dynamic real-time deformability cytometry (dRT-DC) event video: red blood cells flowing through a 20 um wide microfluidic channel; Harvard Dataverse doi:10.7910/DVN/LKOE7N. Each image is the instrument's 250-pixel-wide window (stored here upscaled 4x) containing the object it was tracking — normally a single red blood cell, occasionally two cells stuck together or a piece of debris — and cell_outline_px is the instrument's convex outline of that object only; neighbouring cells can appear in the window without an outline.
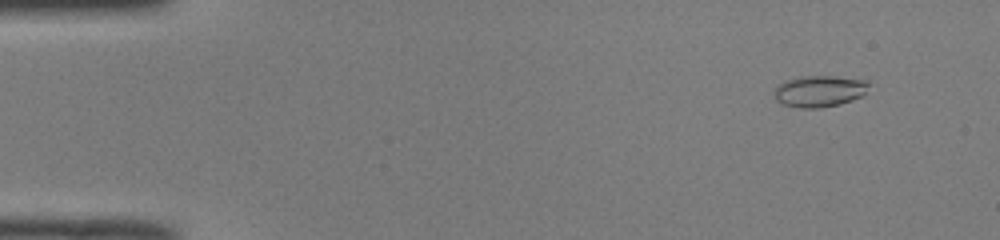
{"species": "common noctule bat (a hibernating species)", "species_latin": "Nyctalus noctula", "temperature_condition": "room temperature", "stored_images_in_passage": 50, "camera_frame_rate_fps": 3000, "um_per_image_px": 0.085, "animal": {"sex": "male", "body_mass_g": 19.0, "forearm_length_mm": 50.8}, "frame": {"image": 1, "passage_image": 5, "time_ms": 1.333, "image_size_px": [1000, 240], "cell_outline_px": [[868, 84], [864, 96], [840, 104], [820, 108], [800, 108], [784, 104], [776, 100], [772, 92], [776, 84], [784, 80], [800, 76], [836, 76], [864, 80]], "centroid_in_image_um": [69.59, 7.74], "position_along_channel_um": 15.4, "area_um2": 17.57}}
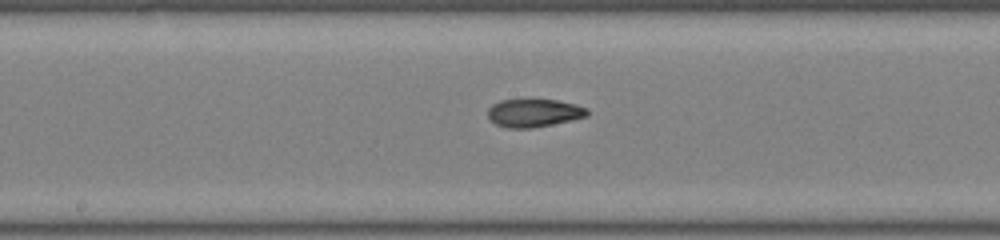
{"frame": {"image": 2, "passage_image": 27, "time_ms": 8.667, "image_size_px": [1000, 240], "cell_outline_px": [[588, 116], [572, 120], [532, 128], [508, 128], [496, 124], [488, 120], [488, 108], [492, 104], [500, 100], [556, 100], [576, 104], [588, 108]], "centroid_in_image_um": [45.37, 9.6], "position_along_channel_um": 202.8, "area_um2": 16.3}}
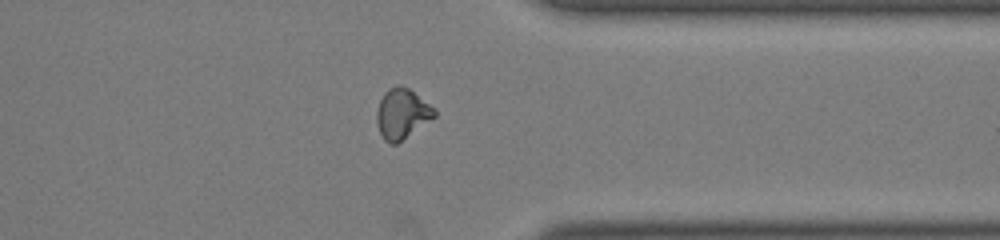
{"frame": {"image": 3, "passage_image": 40, "time_ms": 13.0, "image_size_px": [1000, 240], "cell_outline_px": [[436, 116], [396, 144], [388, 144], [384, 140], [376, 124], [376, 112], [380, 100], [384, 92], [388, 88], [396, 84], [400, 84], [408, 88], [436, 108]], "centroid_in_image_um": [34.16, 9.65], "position_along_channel_um": 377.2, "area_um2": 16.99}, "authors_computed_cell_mechanics": {"area_um2": 16.4441, "velocity_mm_per_s": 4.1184, "shape_relaxation_time_tau1_ms": null, "shape_relaxation_time_tau2_ms": 2.3596, "deformation_change_tau1": null, "deformation_change_tau2": 0.0856}}